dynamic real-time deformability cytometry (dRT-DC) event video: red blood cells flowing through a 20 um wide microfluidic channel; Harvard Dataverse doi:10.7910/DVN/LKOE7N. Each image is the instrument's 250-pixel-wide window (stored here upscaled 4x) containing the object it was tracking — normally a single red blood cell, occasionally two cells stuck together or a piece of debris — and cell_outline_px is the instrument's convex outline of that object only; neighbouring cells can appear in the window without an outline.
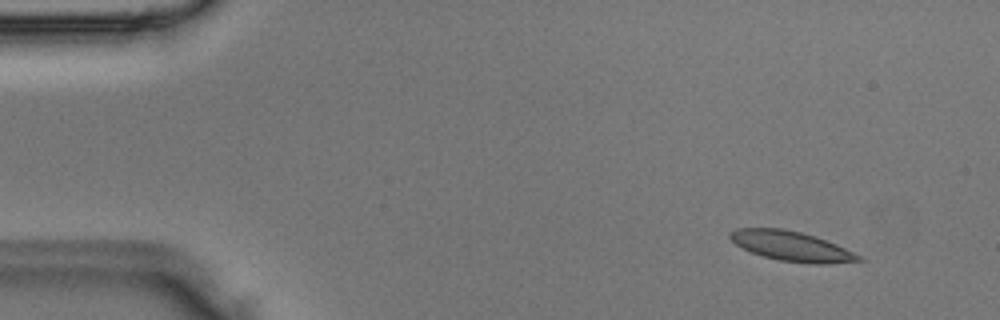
{"species": "Egyptian fruit bat (a non-hibernating species)", "species_latin": "Rousettus aegyptiacus", "temperature_condition": "room temperature", "stored_images_in_passage": 48, "camera_frame_rate_fps": 3000, "um_per_image_px": 0.085, "animal": {"sex": "male"}, "frame": {"image": 1, "passage_image": 3, "time_ms": 0.667, "image_size_px": [1000, 320], "cell_outline_px": [[864, 260], [828, 264], [816, 264], [780, 260], [764, 256], [752, 252], [736, 244], [728, 236], [728, 232], [736, 228], [784, 228], [816, 236], [836, 244], [860, 256]], "centroid_in_image_um": [67.26, 20.91], "position_along_channel_um": 17.7, "area_um2": 22.08}}
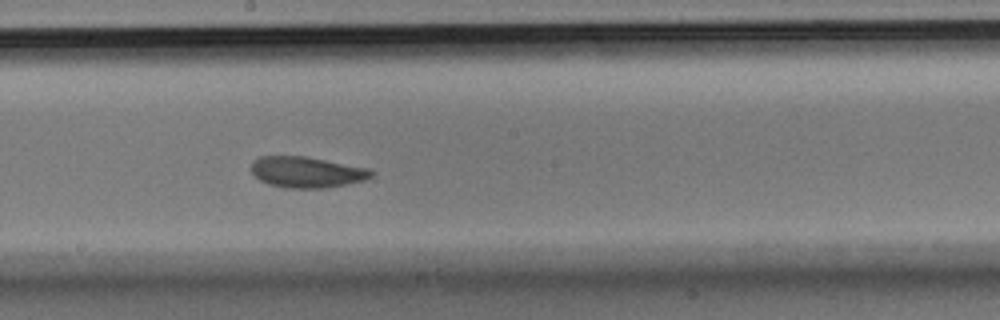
{"frame": {"image": 2, "passage_image": 25, "time_ms": 8.0, "image_size_px": [1000, 320], "cell_outline_px": [[376, 172], [372, 176], [364, 180], [324, 188], [284, 188], [268, 184], [260, 180], [252, 172], [252, 160], [260, 156], [308, 156], [368, 168]], "centroid_in_image_um": [26.07, 14.62], "position_along_channel_um": 222.1, "area_um2": 21.73}}
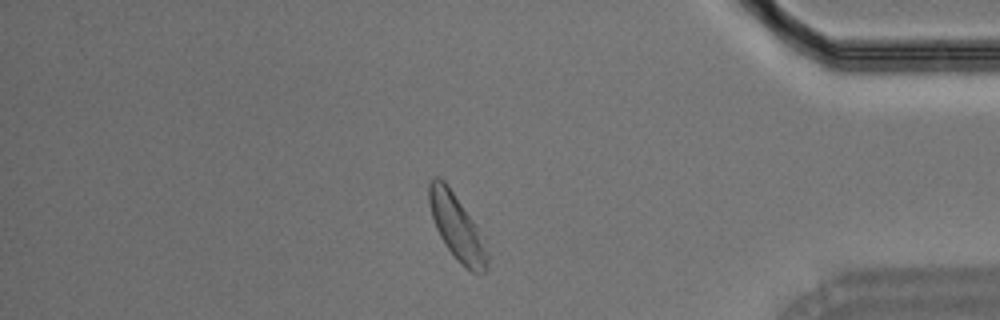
{"frame": {"image": 3, "passage_image": 40, "time_ms": 13.0, "image_size_px": [1000, 320], "cell_outline_px": [[488, 260], [484, 272], [472, 272], [456, 260], [444, 244], [436, 228], [432, 216], [428, 200], [428, 184], [432, 176], [440, 176], [448, 184], [472, 220], [488, 256]], "centroid_in_image_um": [38.75, 19.25], "position_along_channel_um": 396.4, "area_um2": 21.62}}